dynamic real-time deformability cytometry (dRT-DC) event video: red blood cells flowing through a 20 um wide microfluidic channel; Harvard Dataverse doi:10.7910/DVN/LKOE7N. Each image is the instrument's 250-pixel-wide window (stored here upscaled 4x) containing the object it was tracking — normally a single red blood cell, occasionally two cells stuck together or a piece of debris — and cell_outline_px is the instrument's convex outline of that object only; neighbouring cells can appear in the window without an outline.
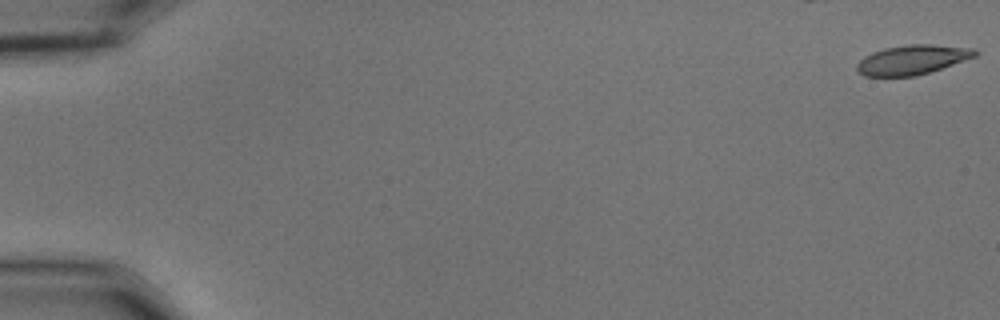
{"species": "common noctule bat (a hibernating species)", "species_latin": "Nyctalus noctula", "temperature_condition": "cold", "stored_images_in_passage": 19, "camera_frame_rate_fps": 3000, "um_per_image_px": 0.085, "animal": {"sex": "male", "body_mass_g": 15.6}, "frame": {"image": 1, "passage_image": 1, "time_ms": 0.0, "image_size_px": [1000, 320], "cell_outline_px": [[980, 52], [976, 56], [916, 76], [864, 76], [856, 68], [856, 64], [864, 56], [872, 52], [884, 48], [908, 44], [932, 44], [976, 48]], "centroid_in_image_um": [77.55, 5.06], "position_along_channel_um": 7.4, "area_um2": 20.29}}
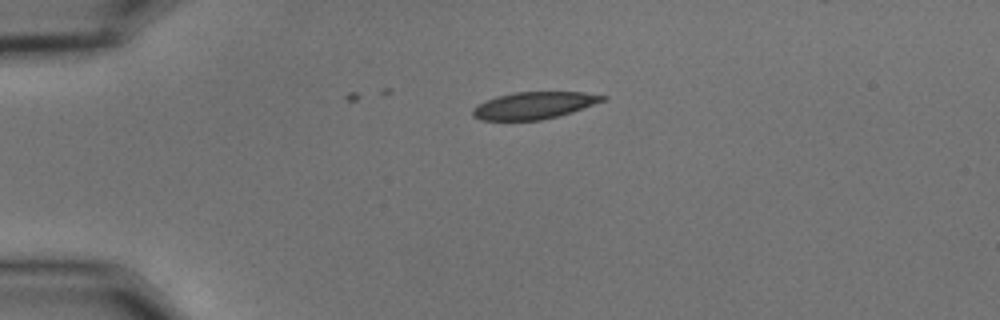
{"frame": {"image": 2, "passage_image": 14, "time_ms": 4.333, "image_size_px": [1000, 320], "cell_outline_px": [[608, 96], [604, 100], [572, 112], [540, 120], [480, 120], [472, 116], [472, 108], [476, 104], [484, 100], [496, 96], [512, 92], [584, 92]], "centroid_in_image_um": [45.32, 8.95], "position_along_channel_um": 39.7, "area_um2": 20.52}}